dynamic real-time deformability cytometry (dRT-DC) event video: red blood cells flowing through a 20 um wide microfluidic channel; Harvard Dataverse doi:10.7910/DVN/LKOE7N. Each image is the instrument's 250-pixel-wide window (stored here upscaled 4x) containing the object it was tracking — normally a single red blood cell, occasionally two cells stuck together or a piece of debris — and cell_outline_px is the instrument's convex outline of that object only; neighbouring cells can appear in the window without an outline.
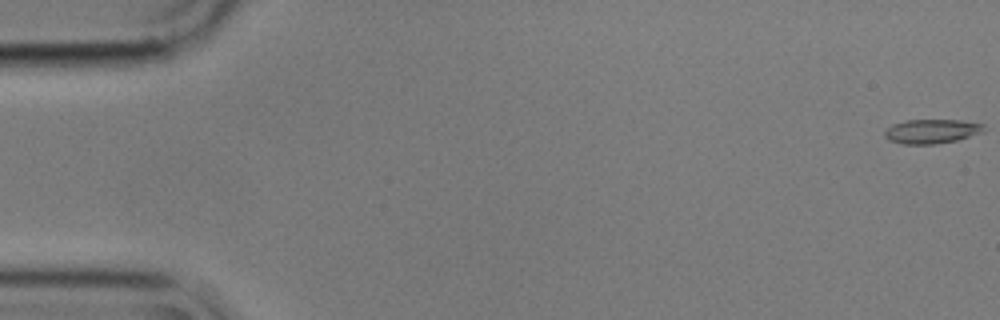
{"species": "common noctule bat (a hibernating species)", "species_latin": "Nyctalus noctula", "temperature_condition": "cold", "stored_images_in_passage": 6, "camera_frame_rate_fps": 3000, "um_per_image_px": 0.085, "animal": {"sex": "male", "body_mass_g": 17.9}, "frame": {"image": 1, "passage_image": 1, "time_ms": 0.0, "image_size_px": [1000, 320], "cell_outline_px": [[984, 132], [956, 140], [932, 144], [904, 144], [888, 140], [884, 136], [884, 132], [892, 124], [908, 120], [960, 120], [984, 124]], "centroid_in_image_um": [79.18, 11.16], "position_along_channel_um": 5.8, "area_um2": 13.93}}